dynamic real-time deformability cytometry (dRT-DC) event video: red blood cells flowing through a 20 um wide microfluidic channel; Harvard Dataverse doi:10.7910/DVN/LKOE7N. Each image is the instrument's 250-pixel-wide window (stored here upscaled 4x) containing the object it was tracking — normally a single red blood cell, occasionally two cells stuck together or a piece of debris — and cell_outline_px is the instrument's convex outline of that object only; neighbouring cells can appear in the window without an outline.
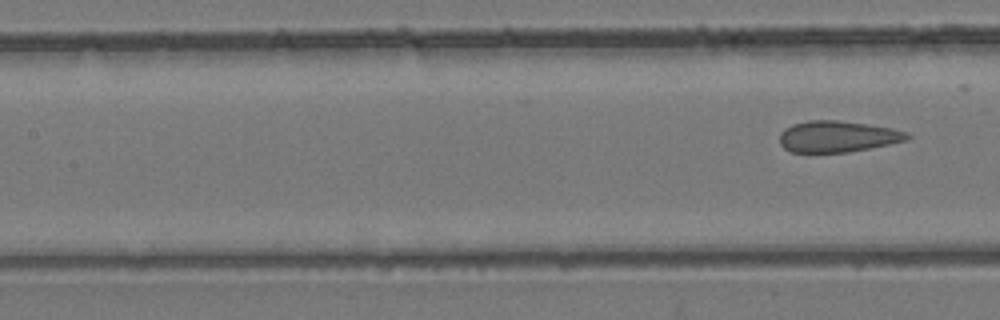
{"species": "common noctule bat (a hibernating species)", "species_latin": "Nyctalus noctula", "temperature_condition": "room temperature", "stored_images_in_passage": 7, "segment_of_instrument_passage": [2, 2], "camera_frame_rate_fps": 3000, "um_per_image_px": 0.085, "animal": {"sex": "female", "body_mass_g": 24.6, "forearm_length_mm": 56.2}, "frame": {"image": 1, "passage_image": 7, "time_ms": 2.0, "image_size_px": [1000, 320], "cell_outline_px": [[912, 136], [904, 140], [888, 144], [848, 152], [792, 152], [784, 148], [780, 144], [780, 132], [784, 128], [792, 124], [808, 120], [836, 120], [892, 128], [908, 132]], "centroid_in_image_um": [71.15, 11.6], "position_along_channel_um": 136.3, "area_um2": 23.06}}